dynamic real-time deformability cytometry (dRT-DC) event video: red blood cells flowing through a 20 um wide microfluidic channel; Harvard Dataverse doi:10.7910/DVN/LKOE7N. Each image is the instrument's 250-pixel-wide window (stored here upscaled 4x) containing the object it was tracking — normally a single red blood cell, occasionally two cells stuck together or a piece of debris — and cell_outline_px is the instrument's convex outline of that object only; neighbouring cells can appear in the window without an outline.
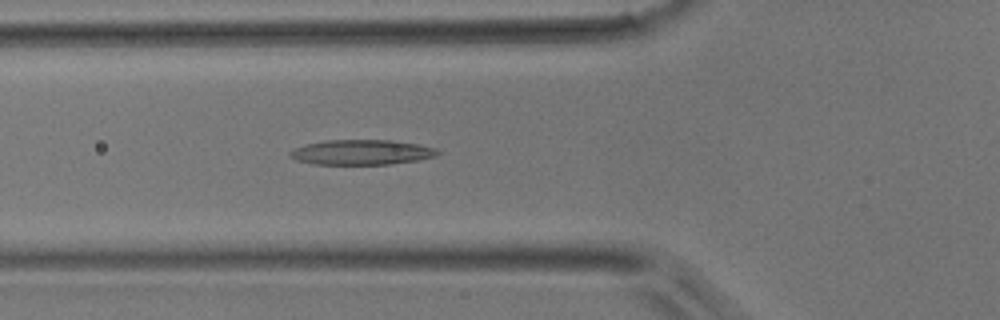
{"species": "common noctule bat (a hibernating species)", "species_latin": "Nyctalus noctula", "temperature_condition": "room temperature", "stored_images_in_passage": 36, "camera_frame_rate_fps": 3000, "um_per_image_px": 0.085, "animal": {"sex": "male", "body_mass_g": 17.9}, "frame": {"image": 1, "passage_image": 5, "time_ms": 1.333, "image_size_px": [1000, 320], "cell_outline_px": [[440, 152], [436, 156], [416, 160], [388, 164], [312, 164], [296, 160], [288, 156], [288, 152], [292, 148], [304, 144], [324, 140], [392, 140], [420, 144], [436, 148]], "centroid_in_image_um": [30.68, 12.93], "position_along_channel_um": 95.1, "area_um2": 21.73}}
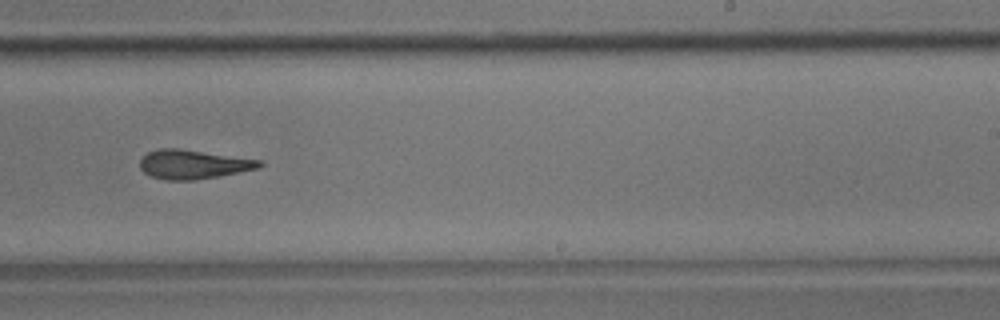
{"frame": {"image": 2, "passage_image": 18, "time_ms": 5.667, "image_size_px": [1000, 320], "cell_outline_px": [[264, 164], [260, 168], [220, 176], [196, 180], [164, 180], [152, 176], [144, 172], [140, 168], [140, 160], [148, 152], [160, 148], [180, 148], [264, 160]], "centroid_in_image_um": [16.48, 13.96], "position_along_channel_um": 272.5, "area_um2": 20.52}}
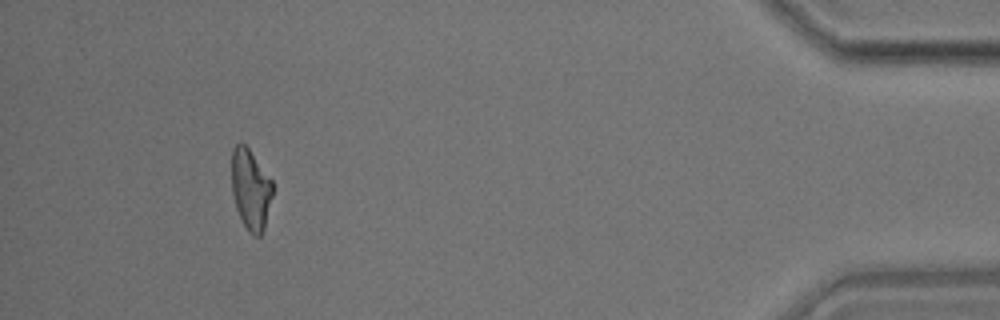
{"frame": {"image": 3, "passage_image": 33, "time_ms": 10.667, "image_size_px": [1000, 320], "cell_outline_px": [[272, 196], [264, 228], [260, 236], [252, 236], [248, 232], [236, 208], [232, 192], [232, 148], [240, 140], [248, 148], [272, 180]], "centroid_in_image_um": [21.29, 16.09], "position_along_channel_um": 413.9, "area_um2": 19.13}}